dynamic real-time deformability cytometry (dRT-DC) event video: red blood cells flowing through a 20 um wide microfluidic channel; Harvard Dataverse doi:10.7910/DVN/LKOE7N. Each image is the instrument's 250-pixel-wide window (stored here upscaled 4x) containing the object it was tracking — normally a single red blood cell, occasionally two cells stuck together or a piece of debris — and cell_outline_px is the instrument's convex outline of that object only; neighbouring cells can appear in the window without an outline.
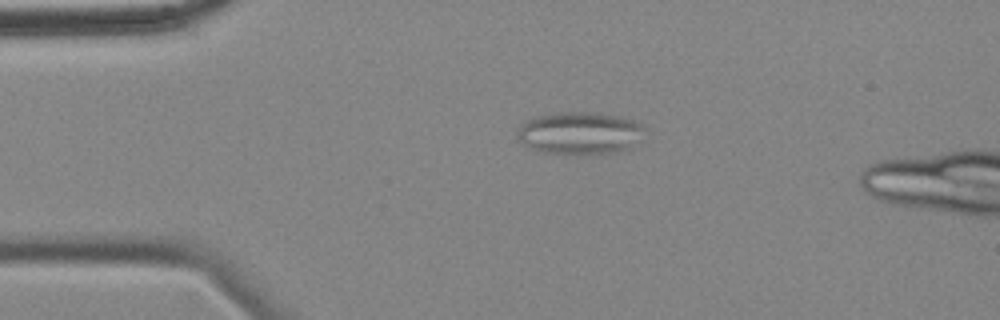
{"species": "common noctule bat (a hibernating species)", "species_latin": "Nyctalus noctula", "temperature_condition": "cold", "stored_images_in_passage": 43, "camera_frame_rate_fps": 3000, "um_per_image_px": 0.085, "animal": {"sex": "female", "body_mass_g": 18.4}, "frame": {"image": 1, "passage_image": 1, "time_ms": 0.0, "image_size_px": [1000, 320], "cell_outline_px": [[644, 140], [628, 148], [612, 152], [576, 156], [544, 152], [532, 148], [516, 140], [516, 132], [520, 124], [536, 116], [552, 112], [588, 112], [620, 116], [632, 120], [640, 124], [644, 128]], "centroid_in_image_um": [49.26, 11.33], "position_along_channel_um": 35.7, "area_um2": 32.14}}
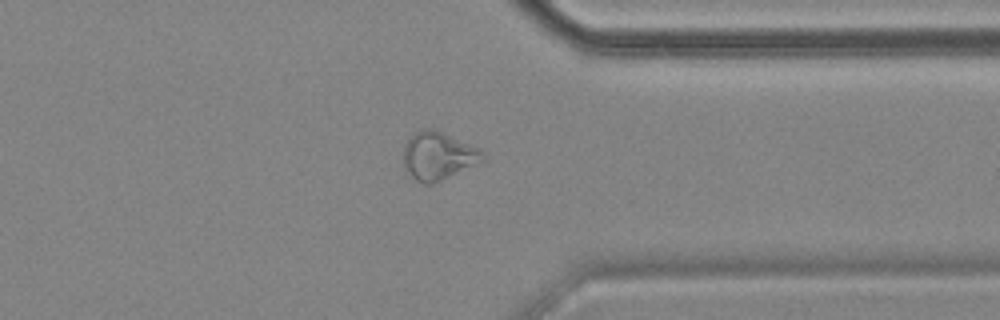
{"frame": {"image": 2, "passage_image": 33, "time_ms": 10.667, "image_size_px": [1000, 320], "cell_outline_px": [[484, 160], [476, 164], [432, 184], [424, 184], [416, 180], [404, 168], [404, 144], [420, 128], [436, 128], [476, 148], [484, 156]], "centroid_in_image_um": [37.19, 13.23], "position_along_channel_um": 374.2, "area_um2": 21.73}}
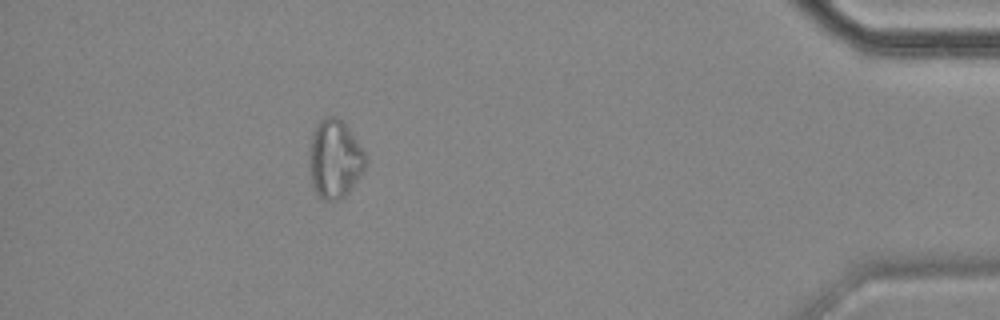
{"frame": {"image": 3, "passage_image": 40, "time_ms": 13.0, "image_size_px": [1000, 320], "cell_outline_px": [[364, 172], [348, 192], [344, 196], [332, 204], [324, 200], [316, 192], [312, 184], [308, 172], [308, 148], [312, 132], [316, 124], [320, 120], [328, 116], [336, 116], [344, 120], [364, 152]], "centroid_in_image_um": [28.4, 13.51], "position_along_channel_um": 406.8, "area_um2": 26.3}}